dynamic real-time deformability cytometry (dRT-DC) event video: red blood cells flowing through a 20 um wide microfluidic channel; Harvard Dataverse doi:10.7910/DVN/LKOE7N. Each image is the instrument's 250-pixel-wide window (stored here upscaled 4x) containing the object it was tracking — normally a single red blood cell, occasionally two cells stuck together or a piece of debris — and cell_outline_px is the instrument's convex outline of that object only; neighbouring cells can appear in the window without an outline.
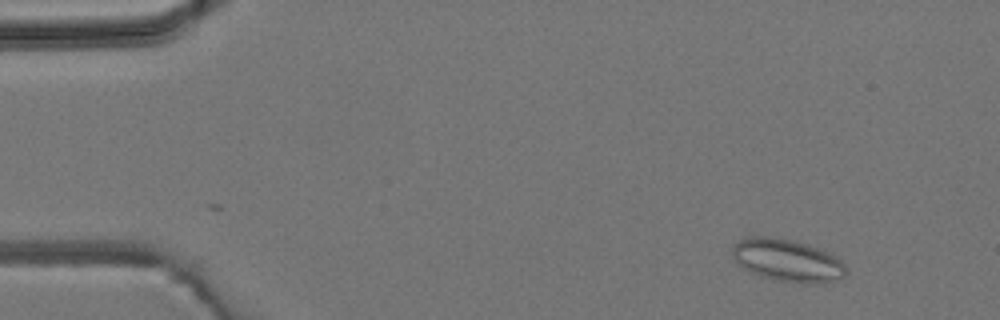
{"species": "common noctule bat (a hibernating species)", "species_latin": "Nyctalus noctula", "temperature_condition": "room temperature", "stored_images_in_passage": 4, "camera_frame_rate_fps": 3000, "um_per_image_px": 0.085, "animal": {"sex": "male", "body_mass_g": 19.2, "forearm_length_mm": 51.8}, "frame": {"image": 1, "passage_image": 1, "time_ms": 0.0, "image_size_px": [1000, 320], "cell_outline_px": [[848, 272], [844, 276], [836, 280], [816, 284], [804, 284], [776, 280], [760, 276], [744, 268], [732, 256], [732, 244], [748, 236], [772, 236], [792, 240], [828, 252], [836, 256], [844, 264]], "centroid_in_image_um": [66.93, 22.14], "position_along_channel_um": 18.1, "area_um2": 28.21}}
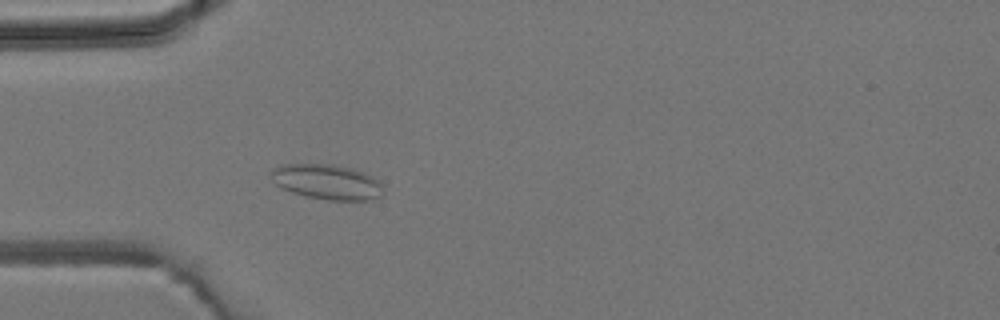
{"frame": {"image": 2, "passage_image": 4, "time_ms": 3.333, "image_size_px": [1000, 320], "cell_outline_px": [[380, 196], [368, 200], [328, 200], [304, 196], [280, 188], [272, 180], [268, 172], [272, 168], [280, 164], [332, 164], [348, 168], [360, 172], [376, 180], [380, 184]], "centroid_in_image_um": [27.65, 15.46], "position_along_channel_um": 57.4, "area_um2": 22.66}}